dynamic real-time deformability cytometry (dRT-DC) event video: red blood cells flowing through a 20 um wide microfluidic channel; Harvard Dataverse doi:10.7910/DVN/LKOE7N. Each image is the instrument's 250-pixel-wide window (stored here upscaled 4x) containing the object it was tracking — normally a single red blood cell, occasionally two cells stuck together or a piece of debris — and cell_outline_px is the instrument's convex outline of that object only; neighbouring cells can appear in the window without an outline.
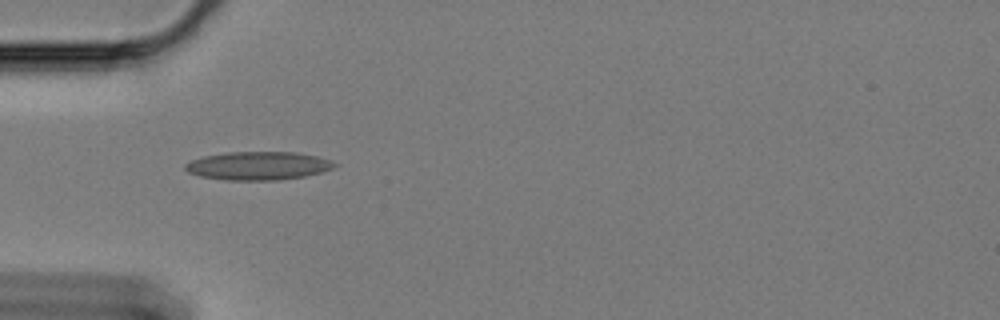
{"species": "Egyptian fruit bat (a non-hibernating species)", "species_latin": "Rousettus aegyptiacus", "temperature_condition": "cold", "stored_images_in_passage": 42, "camera_frame_rate_fps": 3000, "um_per_image_px": 0.085, "animal": {"sex": "female"}, "frame": {"image": 1, "passage_image": 1, "time_ms": 0.0, "image_size_px": [1000, 320], "cell_outline_px": [[340, 164], [332, 168], [320, 172], [304, 176], [280, 180], [224, 180], [200, 176], [188, 172], [184, 168], [184, 164], [192, 160], [204, 156], [224, 152], [296, 152], [316, 156]], "centroid_in_image_um": [21.91, 14.09], "position_along_channel_um": 63.1, "area_um2": 24.62}}
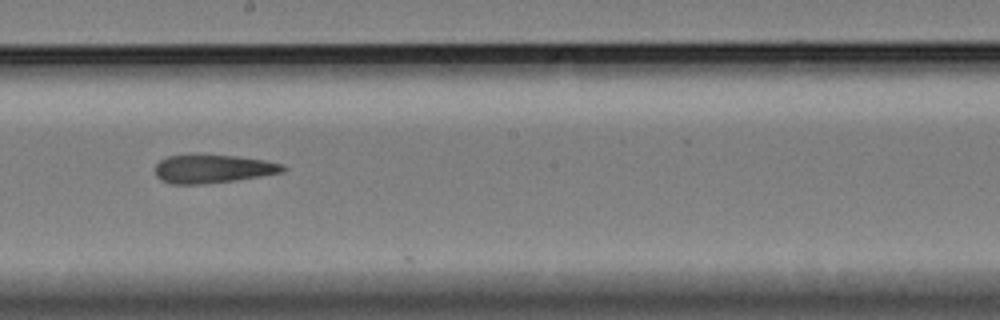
{"frame": {"image": 2, "passage_image": 16, "time_ms": 5.0, "image_size_px": [1000, 320], "cell_outline_px": [[288, 168], [284, 172], [236, 180], [204, 184], [172, 184], [160, 180], [156, 176], [156, 164], [160, 160], [168, 156], [196, 152], [236, 156], [264, 160], [284, 164]], "centroid_in_image_um": [18.08, 14.32], "position_along_channel_um": 230.1, "area_um2": 21.85}}
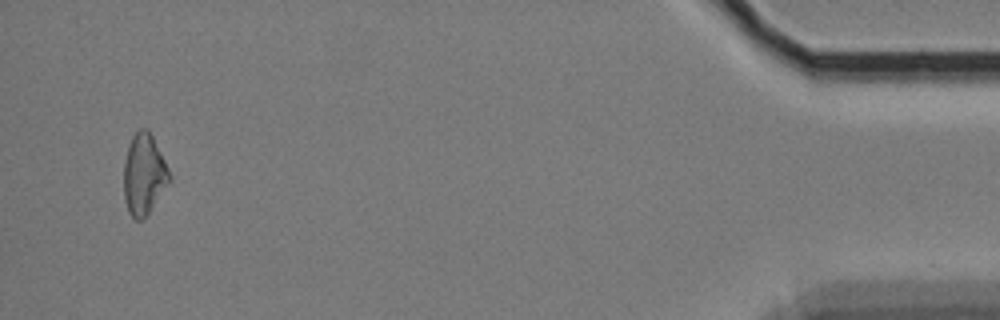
{"frame": {"image": 3, "passage_image": 40, "time_ms": 13.0, "image_size_px": [1000, 320], "cell_outline_px": [[172, 176], [144, 220], [136, 220], [128, 212], [124, 200], [124, 160], [128, 144], [132, 136], [140, 128], [148, 128]], "centroid_in_image_um": [12.21, 14.82], "position_along_channel_um": 423.0, "area_um2": 21.39}, "authors_computed_cell_mechanics": {"area_um2": 21.8484, "velocity_mm_per_s": 3.3658, "shape_relaxation_time_tau1_ms": null, "shape_relaxation_time_tau2_ms": 9.4178, "deformation_change_tau1": null, "deformation_change_tau2": 0.2235}}